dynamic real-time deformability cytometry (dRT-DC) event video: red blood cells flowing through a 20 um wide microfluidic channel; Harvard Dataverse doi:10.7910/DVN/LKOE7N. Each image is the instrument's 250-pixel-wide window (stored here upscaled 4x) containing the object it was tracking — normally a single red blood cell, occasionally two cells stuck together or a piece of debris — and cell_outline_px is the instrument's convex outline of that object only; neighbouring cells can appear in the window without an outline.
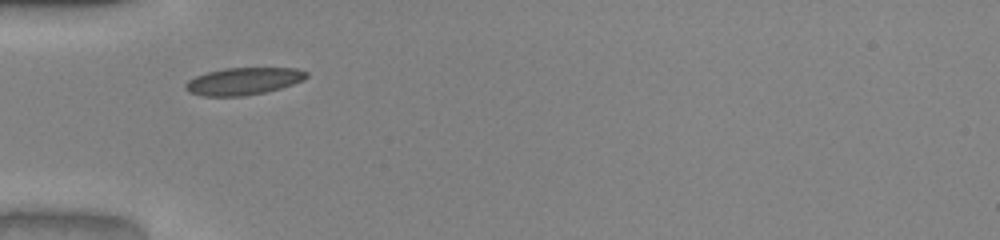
{"species": "common noctule bat (a hibernating species)", "species_latin": "Nyctalus noctula", "temperature_condition": "warm", "stored_images_in_passage": 30, "camera_frame_rate_fps": 3000, "um_per_image_px": 0.085, "animal": {"sex": "male", "body_mass_g": 20.0, "forearm_length_mm": 53.3}, "frame": {"image": 1, "passage_image": 1, "time_ms": 0.0, "image_size_px": [1000, 240], "cell_outline_px": [[308, 76], [304, 80], [280, 88], [264, 92], [244, 96], [204, 96], [188, 92], [184, 88], [184, 84], [188, 80], [196, 76], [208, 72], [224, 68], [296, 68], [308, 72]], "centroid_in_image_um": [20.68, 6.9], "position_along_channel_um": 64.3, "area_um2": 19.19}}
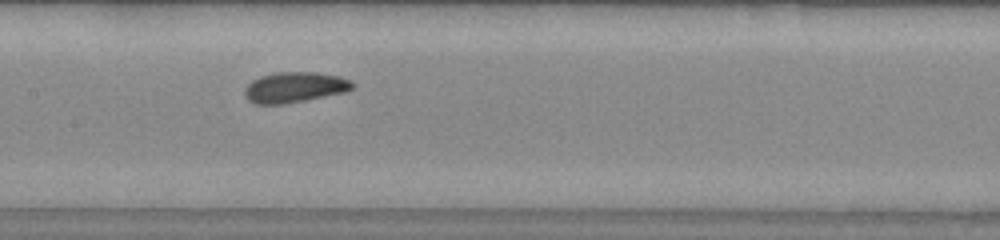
{"frame": {"image": 2, "passage_image": 10, "time_ms": 3.0, "image_size_px": [1000, 240], "cell_outline_px": [[356, 84], [352, 88], [344, 92], [304, 100], [280, 104], [256, 104], [248, 100], [244, 96], [244, 88], [252, 80], [260, 76], [276, 72], [316, 72], [340, 76], [352, 80]], "centroid_in_image_um": [25.03, 7.4], "position_along_channel_um": 182.4, "area_um2": 19.19}}
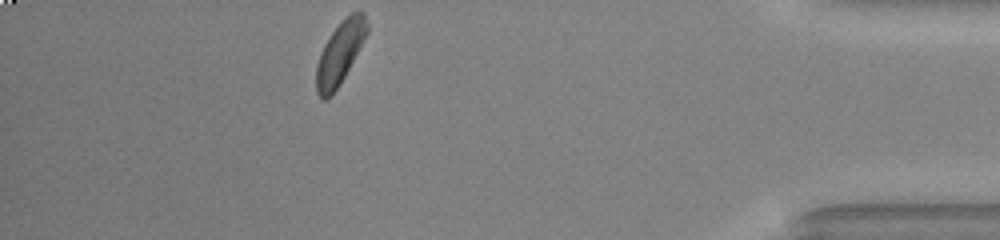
{"frame": {"image": 3, "passage_image": 30, "time_ms": 9.667, "image_size_px": [1000, 240], "cell_outline_px": [[368, 32], [340, 84], [324, 100], [320, 100], [316, 92], [316, 64], [320, 52], [324, 44], [332, 32], [352, 12], [364, 12], [368, 24]], "centroid_in_image_um": [28.87, 4.52], "position_along_channel_um": 406.3, "area_um2": 18.03}, "authors_computed_cell_mechanics": {"area_um2": 18.6116, "velocity_mm_per_s": 4.0203, "shape_relaxation_time_tau1_ms": 3.132, "shape_relaxation_time_tau2_ms": 3.4177, "deformation_change_tau1": 0.0736, "deformation_change_tau2": 0.0667}}